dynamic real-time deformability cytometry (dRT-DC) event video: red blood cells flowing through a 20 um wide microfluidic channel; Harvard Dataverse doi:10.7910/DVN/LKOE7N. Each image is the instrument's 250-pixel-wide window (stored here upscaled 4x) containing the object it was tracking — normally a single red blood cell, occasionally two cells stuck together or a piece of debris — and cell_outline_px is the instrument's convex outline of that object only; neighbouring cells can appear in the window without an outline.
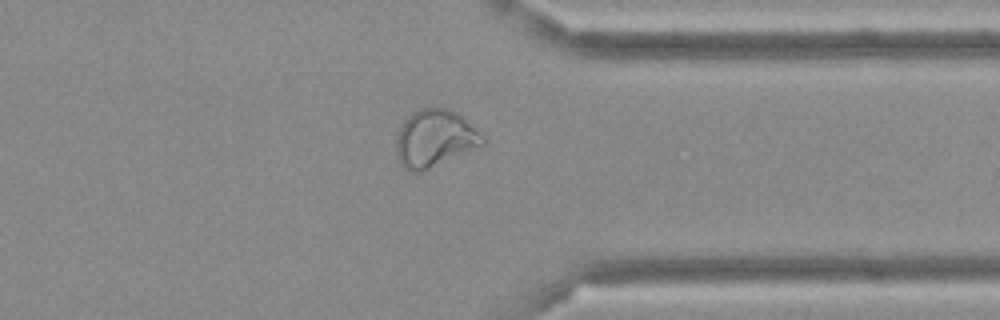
{"species": "Egyptian fruit bat (a non-hibernating species)", "species_latin": "Rousettus aegyptiacus", "temperature_condition": "cold", "stored_images_in_passage": 49, "camera_frame_rate_fps": 3000, "um_per_image_px": 0.085, "frame": {"image": 1, "passage_image": 38, "time_ms": 12.333, "image_size_px": [1000, 320], "cell_outline_px": [[488, 144], [420, 172], [412, 172], [404, 168], [400, 164], [396, 152], [396, 136], [404, 120], [412, 112], [420, 108], [448, 108], [464, 116], [484, 136]], "centroid_in_image_um": [36.99, 11.76], "position_along_channel_um": 374.4, "area_um2": 29.25}}
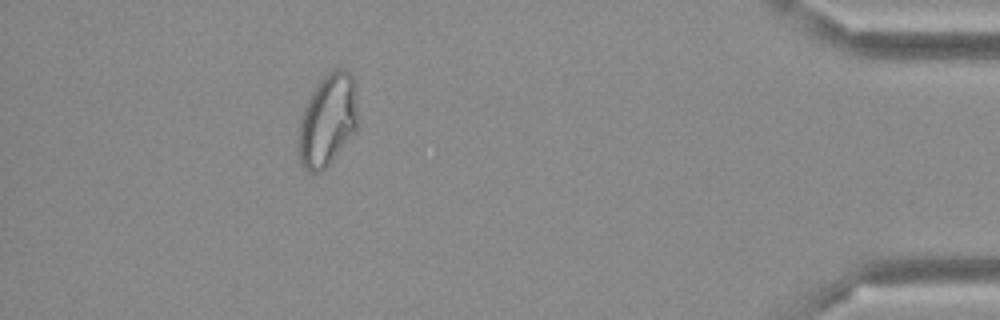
{"frame": {"image": 2, "passage_image": 44, "time_ms": 14.333, "image_size_px": [1000, 320], "cell_outline_px": [[360, 120], [356, 128], [332, 160], [320, 172], [312, 176], [300, 164], [300, 120], [304, 108], [316, 84], [332, 68], [344, 68], [356, 80]], "centroid_in_image_um": [27.9, 10.16], "position_along_channel_um": 407.3, "area_um2": 32.14}}